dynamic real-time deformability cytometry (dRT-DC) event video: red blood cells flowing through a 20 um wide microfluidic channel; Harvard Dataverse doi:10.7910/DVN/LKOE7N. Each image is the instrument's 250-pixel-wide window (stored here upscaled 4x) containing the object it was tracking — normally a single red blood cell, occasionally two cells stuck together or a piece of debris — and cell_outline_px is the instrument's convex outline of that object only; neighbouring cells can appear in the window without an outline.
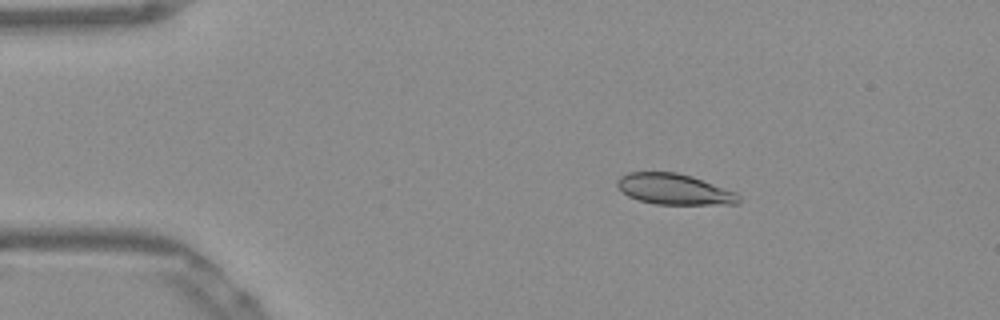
{"species": "Egyptian fruit bat (a non-hibernating species)", "species_latin": "Rousettus aegyptiacus", "temperature_condition": "warm", "stored_images_in_passage": 44, "camera_frame_rate_fps": 3000, "um_per_image_px": 0.085, "frame": {"image": 1, "passage_image": 1, "time_ms": 0.0, "image_size_px": [1000, 320], "cell_outline_px": [[740, 204], [656, 204], [640, 200], [628, 196], [616, 184], [616, 180], [620, 176], [628, 172], [676, 172], [692, 176], [736, 192], [740, 196]], "centroid_in_image_um": [57.32, 16.08], "position_along_channel_um": 27.7, "area_um2": 21.73}}
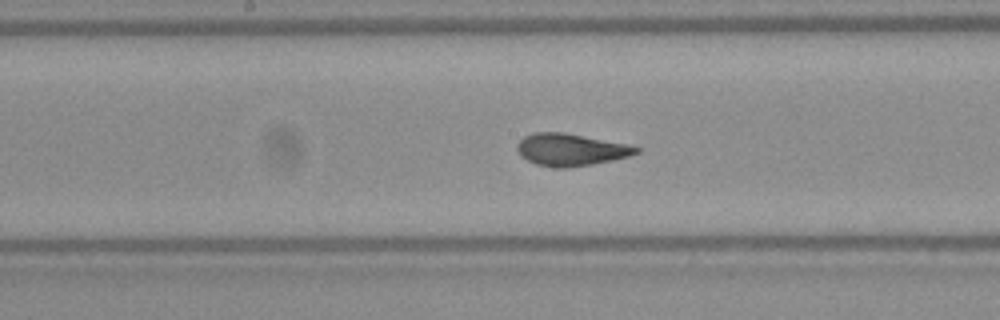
{"frame": {"image": 2, "passage_image": 19, "time_ms": 6.0, "image_size_px": [1000, 320], "cell_outline_px": [[640, 152], [628, 156], [612, 160], [592, 164], [568, 168], [552, 168], [536, 164], [520, 156], [516, 148], [516, 144], [524, 136], [532, 132], [564, 132], [624, 144], [640, 148]], "centroid_in_image_um": [48.44, 12.73], "position_along_channel_um": 199.8, "area_um2": 22.25}}
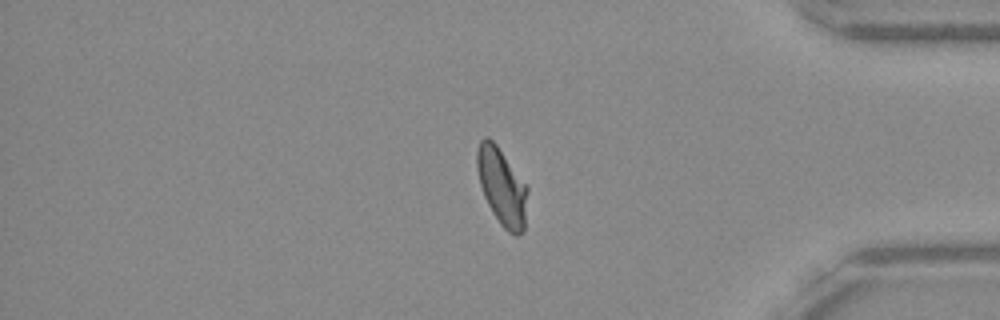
{"frame": {"image": 3, "passage_image": 36, "time_ms": 11.667, "image_size_px": [1000, 320], "cell_outline_px": [[528, 192], [524, 232], [516, 236], [508, 232], [500, 224], [492, 212], [484, 196], [480, 184], [476, 168], [476, 152], [480, 140], [484, 136], [488, 136], [496, 144], [528, 188]], "centroid_in_image_um": [42.65, 15.88], "position_along_channel_um": 392.6, "area_um2": 22.72}, "authors_computed_cell_mechanics": {"area_um2": 22.2241, "velocity_mm_per_s": 3.8704, "shape_relaxation_time_tau1_ms": 3.9624, "shape_relaxation_time_tau2_ms": null, "deformation_change_tau1": 0.1638, "deformation_change_tau2": null}}